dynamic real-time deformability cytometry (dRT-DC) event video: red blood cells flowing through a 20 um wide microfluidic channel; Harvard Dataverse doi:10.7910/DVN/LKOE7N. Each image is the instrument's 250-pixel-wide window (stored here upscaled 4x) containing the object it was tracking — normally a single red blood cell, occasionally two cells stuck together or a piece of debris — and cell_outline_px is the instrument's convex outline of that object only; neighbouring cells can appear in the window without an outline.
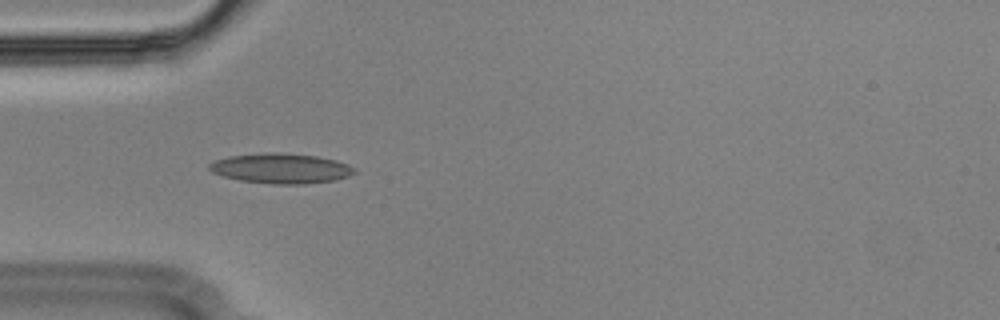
{"species": "Egyptian fruit bat (a non-hibernating species)", "species_latin": "Rousettus aegyptiacus", "temperature_condition": "cold", "stored_images_in_passage": 12, "camera_frame_rate_fps": 3000, "um_per_image_px": 0.085, "animal": {"sex": "male"}, "frame": {"image": 1, "passage_image": 6, "time_ms": 1.667, "image_size_px": [1000, 320], "cell_outline_px": [[356, 172], [348, 176], [336, 180], [304, 184], [272, 184], [240, 180], [224, 176], [212, 172], [208, 168], [208, 164], [216, 160], [228, 156], [264, 152], [276, 152], [316, 156], [336, 160], [348, 164], [356, 168]], "centroid_in_image_um": [23.89, 14.31], "position_along_channel_um": 61.1, "area_um2": 25.49}}